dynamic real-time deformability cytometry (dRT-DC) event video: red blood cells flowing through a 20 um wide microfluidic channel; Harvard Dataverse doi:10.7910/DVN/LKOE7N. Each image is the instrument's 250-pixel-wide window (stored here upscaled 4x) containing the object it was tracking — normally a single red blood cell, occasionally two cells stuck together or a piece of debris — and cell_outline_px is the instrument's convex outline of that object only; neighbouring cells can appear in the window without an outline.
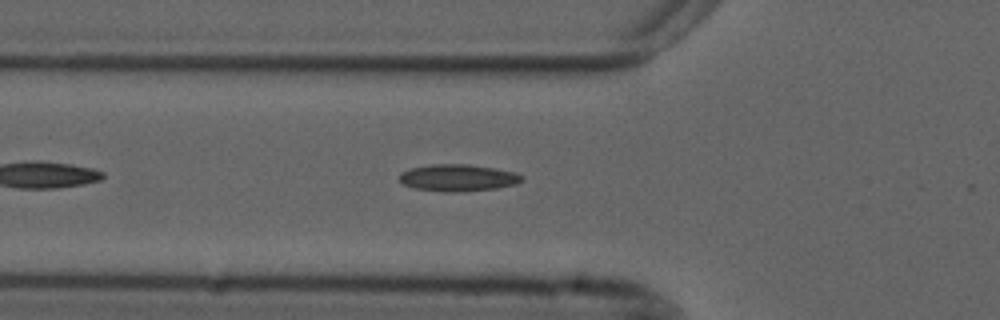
{"species": "common noctule bat (a hibernating species)", "species_latin": "Nyctalus noctula", "temperature_condition": "cold", "stored_images_in_passage": 41, "camera_frame_rate_fps": 3000, "um_per_image_px": 0.085, "animal": {"sex": "male", "forearm_length_mm": 52.5}, "frame": {"image": 1, "passage_image": 7, "time_ms": 2.0, "image_size_px": [1000, 320], "cell_outline_px": [[524, 180], [516, 184], [496, 188], [464, 192], [444, 192], [416, 188], [404, 184], [400, 180], [400, 172], [412, 168], [432, 164], [468, 164], [516, 172], [524, 176]], "centroid_in_image_um": [38.97, 15.11], "position_along_channel_um": 86.8, "area_um2": 19.19}}
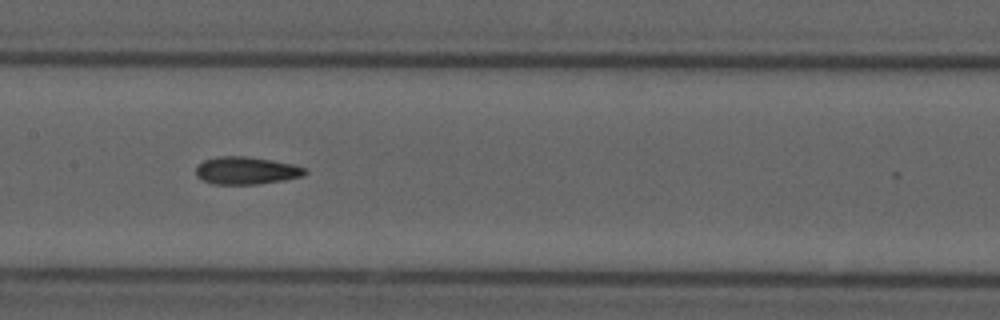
{"frame": {"image": 2, "passage_image": 15, "time_ms": 4.667, "image_size_px": [1000, 320], "cell_outline_px": [[308, 172], [304, 176], [284, 180], [256, 184], [212, 184], [196, 176], [196, 168], [204, 160], [216, 156], [248, 156], [272, 160], [292, 164], [308, 168]], "centroid_in_image_um": [20.97, 14.49], "position_along_channel_um": 186.4, "area_um2": 17.63}}
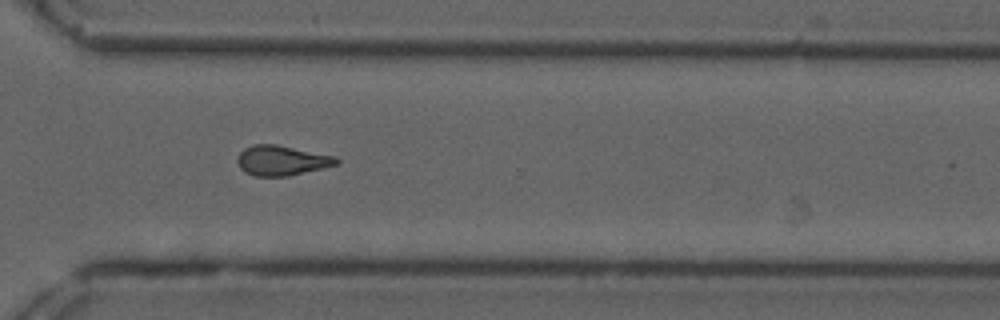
{"frame": {"image": 3, "passage_image": 28, "time_ms": 9.0, "image_size_px": [1000, 320], "cell_outline_px": [[340, 160], [336, 164], [324, 168], [288, 176], [256, 176], [244, 172], [240, 168], [236, 160], [240, 152], [244, 148], [252, 144], [276, 144], [336, 156]], "centroid_in_image_um": [23.93, 13.63], "position_along_channel_um": 346.7, "area_um2": 17.4}, "authors_computed_cell_mechanics": {"area_um2": 17.051, "velocity_mm_per_s": 3.7074, "shape_relaxation_time_tau1_ms": null, "shape_relaxation_time_tau2_ms": 4.3541, "deformation_change_tau1": null, "deformation_change_tau2": 0.1306}}